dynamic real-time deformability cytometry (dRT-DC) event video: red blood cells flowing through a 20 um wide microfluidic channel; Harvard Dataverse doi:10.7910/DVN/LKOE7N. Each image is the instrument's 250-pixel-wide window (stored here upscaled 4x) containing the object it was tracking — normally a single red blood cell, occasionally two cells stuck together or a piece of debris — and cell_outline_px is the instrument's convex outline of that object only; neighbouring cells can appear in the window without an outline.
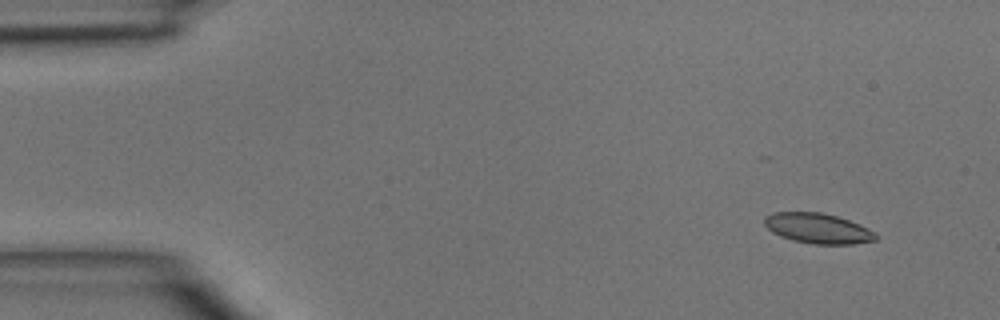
{"species": "common noctule bat (a hibernating species)", "species_latin": "Nyctalus noctula", "temperature_condition": "room temperature", "stored_images_in_passage": 31, "camera_frame_rate_fps": 3000, "um_per_image_px": 0.085, "animal": {"sex": "male", "body_mass_g": 15.6}, "frame": {"image": 1, "passage_image": 3, "time_ms": 0.667, "image_size_px": [1000, 320], "cell_outline_px": [[880, 236], [876, 240], [852, 244], [812, 244], [792, 240], [780, 236], [772, 232], [764, 224], [764, 216], [772, 212], [820, 212], [836, 216], [860, 224], [876, 232]], "centroid_in_image_um": [69.53, 19.41], "position_along_channel_um": 15.5, "area_um2": 19.77}}
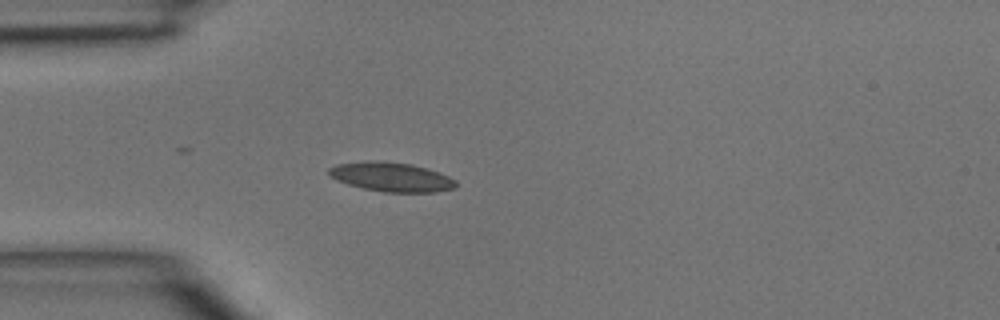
{"frame": {"image": 2, "passage_image": 12, "time_ms": 3.667, "image_size_px": [1000, 320], "cell_outline_px": [[456, 188], [436, 192], [384, 192], [364, 188], [348, 184], [336, 180], [328, 172], [328, 168], [336, 164], [364, 160], [372, 160], [412, 164], [448, 176], [456, 180]], "centroid_in_image_um": [33.24, 15.04], "position_along_channel_um": 51.8, "area_um2": 21.56}}
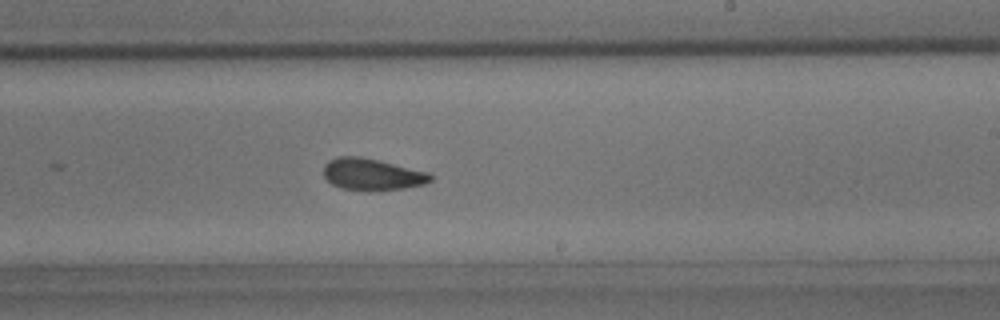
{"frame": {"image": 3, "passage_image": 27, "time_ms": 8.667, "image_size_px": [1000, 320], "cell_outline_px": [[432, 180], [424, 184], [404, 188], [372, 192], [340, 188], [332, 184], [324, 176], [324, 164], [328, 160], [340, 156], [360, 156], [428, 172], [432, 176]], "centroid_in_image_um": [31.6, 14.84], "position_along_channel_um": 257.4, "area_um2": 19.88}}